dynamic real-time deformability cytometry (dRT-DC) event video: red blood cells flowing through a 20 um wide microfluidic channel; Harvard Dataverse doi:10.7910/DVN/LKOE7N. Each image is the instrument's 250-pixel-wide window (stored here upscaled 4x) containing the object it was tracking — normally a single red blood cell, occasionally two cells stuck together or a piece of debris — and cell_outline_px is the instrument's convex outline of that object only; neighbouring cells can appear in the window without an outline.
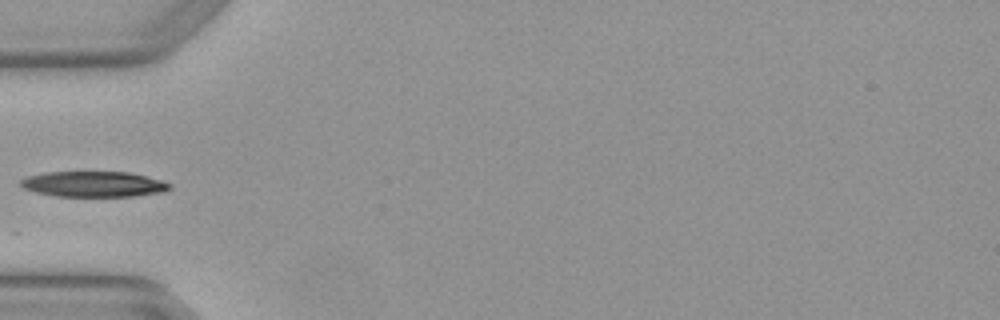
{"species": "Egyptian fruit bat (a non-hibernating species)", "species_latin": "Rousettus aegyptiacus", "temperature_condition": "warm", "stored_images_in_passage": 4, "camera_frame_rate_fps": 3000, "um_per_image_px": 0.085, "animal": {"sex": "female"}, "frame": {"image": 1, "passage_image": 3, "time_ms": 0.667, "image_size_px": [1000, 320], "cell_outline_px": [[172, 188], [164, 192], [132, 196], [56, 196], [36, 192], [24, 188], [20, 184], [20, 180], [28, 176], [48, 172], [128, 172], [160, 180], [172, 184]], "centroid_in_image_um": [7.98, 15.65], "position_along_channel_um": 77.0, "area_um2": 22.02}}